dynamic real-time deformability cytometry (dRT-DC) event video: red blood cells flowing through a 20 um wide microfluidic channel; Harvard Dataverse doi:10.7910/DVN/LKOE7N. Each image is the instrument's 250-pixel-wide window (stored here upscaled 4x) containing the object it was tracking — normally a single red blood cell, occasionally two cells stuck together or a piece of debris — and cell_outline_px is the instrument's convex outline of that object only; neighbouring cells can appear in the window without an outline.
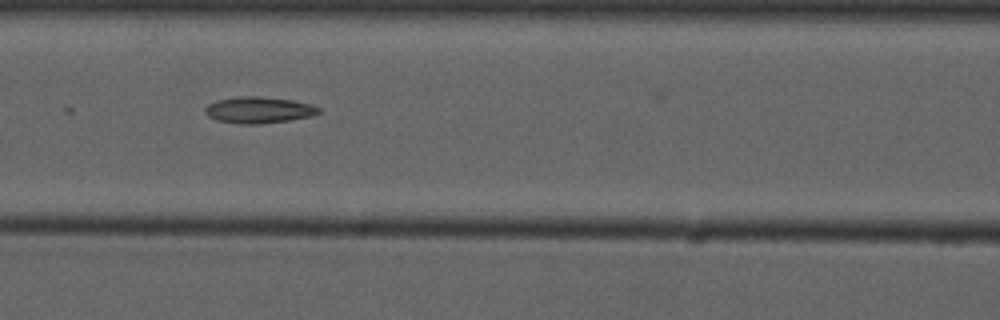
{"species": "common noctule bat (a hibernating species)", "species_latin": "Nyctalus noctula", "temperature_condition": "cold", "stored_images_in_passage": 9, "camera_frame_rate_fps": 3000, "um_per_image_px": 0.085, "animal": {"sex": "male", "forearm_length_mm": 52.5}, "frame": {"image": 1, "passage_image": 6, "time_ms": 6.0, "image_size_px": [1000, 320], "cell_outline_px": [[320, 112], [312, 116], [288, 120], [260, 124], [240, 124], [216, 120], [208, 116], [204, 112], [204, 108], [208, 104], [216, 100], [236, 96], [260, 96], [292, 100], [312, 104], [320, 108]], "centroid_in_image_um": [21.97, 9.34], "position_along_channel_um": 144.6, "area_um2": 17.63}}
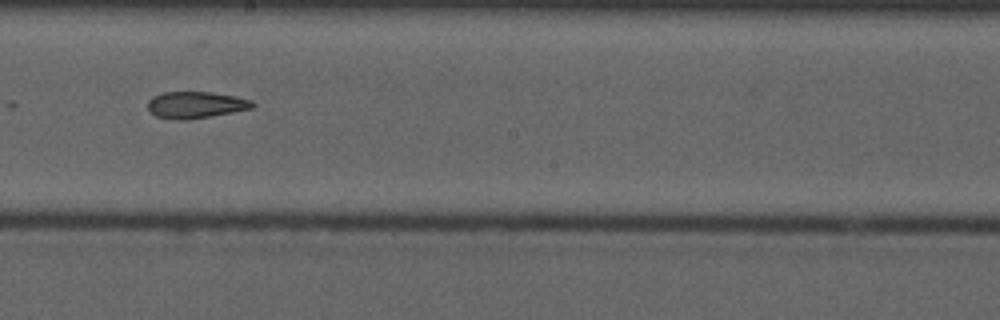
{"frame": {"image": 2, "passage_image": 8, "time_ms": 8.333, "image_size_px": [1000, 320], "cell_outline_px": [[256, 104], [252, 108], [232, 112], [188, 120], [176, 120], [156, 116], [148, 108], [148, 100], [152, 96], [164, 92], [208, 92], [236, 96], [252, 100]], "centroid_in_image_um": [16.63, 8.91], "position_along_channel_um": 231.6, "area_um2": 16.24}}
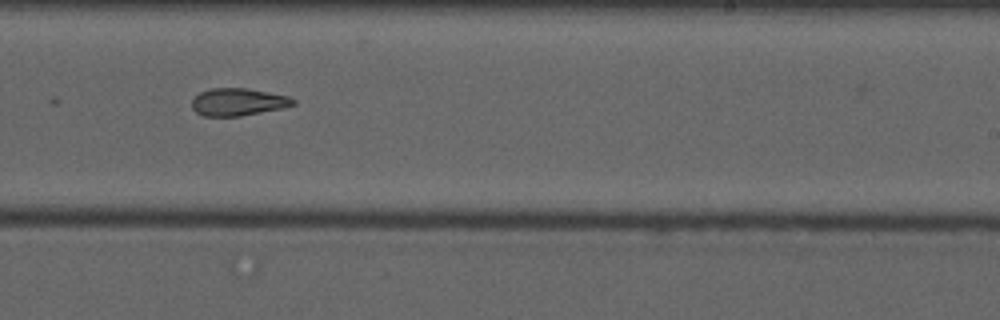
{"frame": {"image": 3, "passage_image": 9, "time_ms": 9.333, "image_size_px": [1000, 320], "cell_outline_px": [[296, 104], [284, 108], [240, 116], [204, 116], [196, 112], [192, 108], [192, 100], [200, 92], [212, 88], [244, 88], [268, 92], [288, 96], [296, 100]], "centroid_in_image_um": [20.25, 8.67], "position_along_channel_um": 268.7, "area_um2": 16.18}}